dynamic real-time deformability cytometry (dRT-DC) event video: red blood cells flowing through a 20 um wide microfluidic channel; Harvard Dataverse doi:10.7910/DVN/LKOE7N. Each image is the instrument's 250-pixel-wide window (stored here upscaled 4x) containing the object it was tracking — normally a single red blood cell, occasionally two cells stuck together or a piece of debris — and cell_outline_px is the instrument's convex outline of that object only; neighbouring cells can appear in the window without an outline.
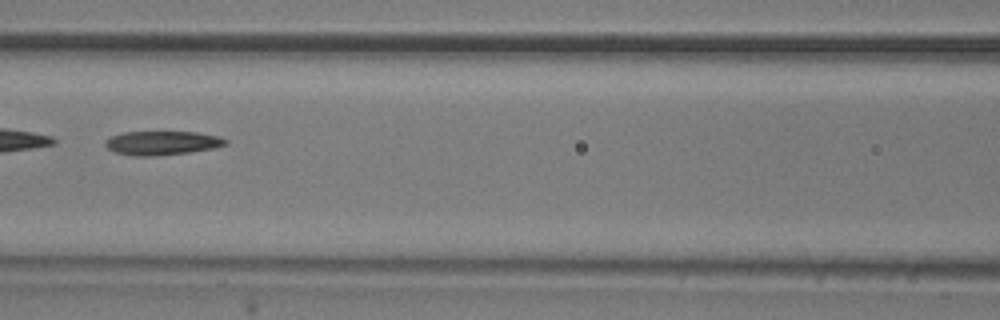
{"species": "common noctule bat (a hibernating species)", "species_latin": "Nyctalus noctula", "temperature_condition": "room temperature", "stored_images_in_passage": 17, "camera_frame_rate_fps": 3000, "um_per_image_px": 0.085, "animal": {"sex": "male", "body_mass_g": 20.5, "forearm_length_mm": 52.5}, "frame": {"image": 1, "passage_image": 15, "time_ms": 4.667, "image_size_px": [1000, 320], "cell_outline_px": [[228, 144], [212, 148], [188, 152], [156, 156], [132, 156], [116, 152], [108, 148], [104, 144], [104, 140], [112, 136], [124, 132], [196, 132], [220, 136], [228, 140]], "centroid_in_image_um": [13.78, 12.15], "position_along_channel_um": 152.8, "area_um2": 16.76}}